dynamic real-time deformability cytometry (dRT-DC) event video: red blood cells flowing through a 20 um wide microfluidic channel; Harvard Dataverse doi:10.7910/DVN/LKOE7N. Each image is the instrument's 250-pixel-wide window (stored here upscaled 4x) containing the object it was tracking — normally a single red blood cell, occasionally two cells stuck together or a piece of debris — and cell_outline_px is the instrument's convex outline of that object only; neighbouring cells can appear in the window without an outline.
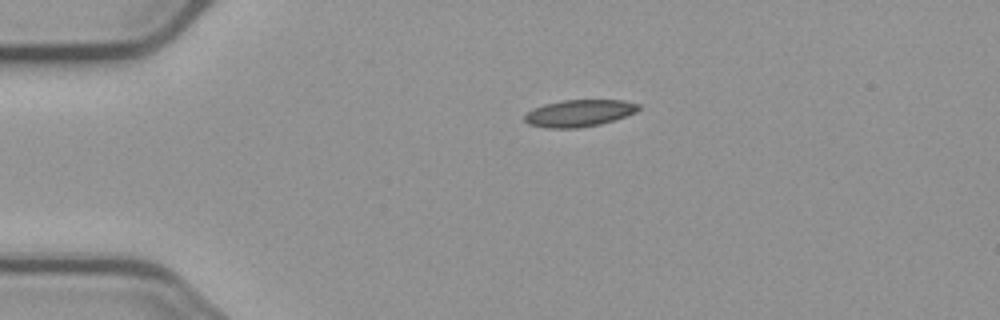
{"species": "common noctule bat (a hibernating species)", "species_latin": "Nyctalus noctula", "temperature_condition": "cold", "stored_images_in_passage": 2, "camera_frame_rate_fps": 3000, "um_per_image_px": 0.085, "animal": {"sex": "male", "body_mass_g": 23.1, "forearm_length_mm": 52.7}, "frame": {"image": 1, "passage_image": 1, "time_ms": 0.0, "image_size_px": [1000, 320], "cell_outline_px": [[640, 108], [636, 112], [600, 124], [576, 128], [548, 128], [528, 124], [524, 120], [524, 116], [528, 112], [544, 104], [564, 100], [624, 100], [640, 104]], "centroid_in_image_um": [49.24, 9.61], "position_along_channel_um": 35.8, "area_um2": 17.69}}